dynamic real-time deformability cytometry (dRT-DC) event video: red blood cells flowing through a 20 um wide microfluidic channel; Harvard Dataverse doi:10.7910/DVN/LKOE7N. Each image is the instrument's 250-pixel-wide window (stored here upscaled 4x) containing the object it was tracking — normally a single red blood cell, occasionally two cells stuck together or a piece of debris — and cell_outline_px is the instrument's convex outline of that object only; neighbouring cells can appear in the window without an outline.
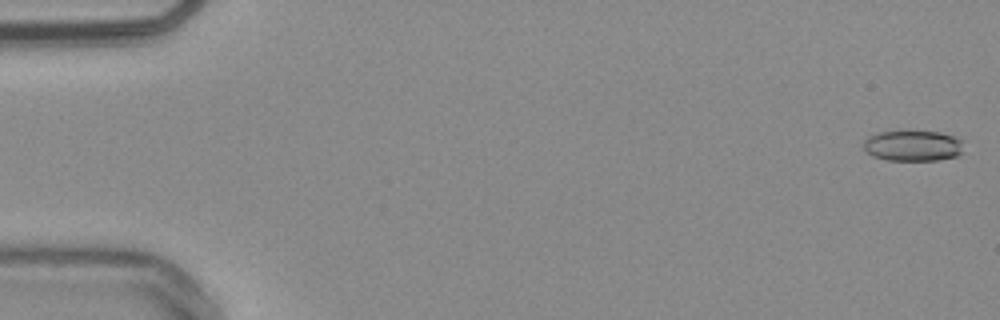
{"species": "common noctule bat (a hibernating species)", "species_latin": "Nyctalus noctula", "temperature_condition": "warm", "stored_images_in_passage": 54, "camera_frame_rate_fps": 3000, "um_per_image_px": 0.085, "animal": {"sex": "male", "body_mass_g": 20.4}, "frame": {"image": 1, "passage_image": 1, "time_ms": 0.0, "image_size_px": [1000, 320], "cell_outline_px": [[964, 140], [960, 152], [956, 156], [940, 160], [888, 160], [872, 156], [864, 148], [864, 140], [868, 136], [876, 132], [908, 128], [912, 128], [940, 132]], "centroid_in_image_um": [77.57, 12.32], "position_along_channel_um": 7.4, "area_um2": 18.73}}
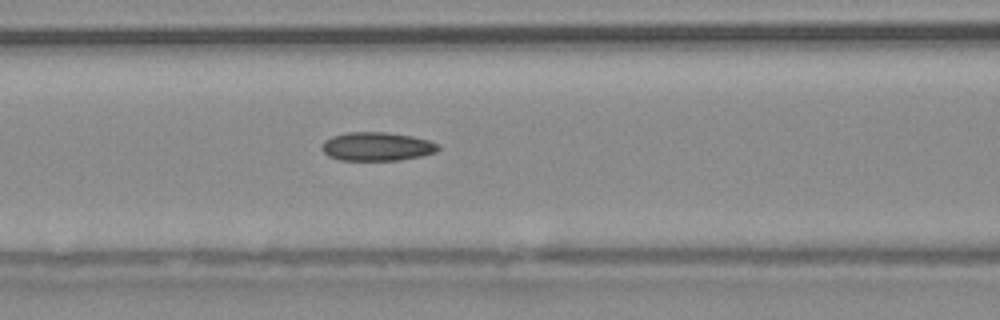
{"frame": {"image": 2, "passage_image": 23, "time_ms": 7.333, "image_size_px": [1000, 320], "cell_outline_px": [[440, 148], [436, 152], [424, 156], [400, 160], [340, 160], [328, 156], [320, 148], [320, 144], [324, 140], [332, 136], [348, 132], [384, 132], [412, 136], [428, 140], [436, 144]], "centroid_in_image_um": [32.01, 12.46], "position_along_channel_um": 134.6, "area_um2": 19.54}}
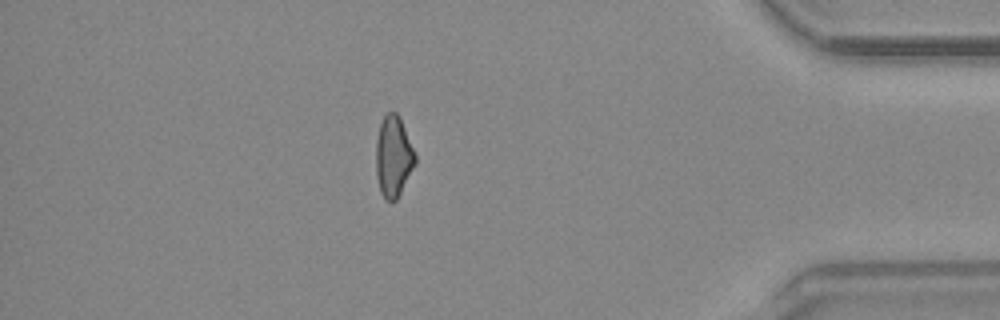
{"frame": {"image": 3, "passage_image": 47, "time_ms": 15.333, "image_size_px": [1000, 320], "cell_outline_px": [[416, 164], [396, 200], [392, 204], [384, 200], [380, 192], [376, 176], [376, 140], [380, 124], [384, 116], [388, 112], [396, 112], [400, 116], [416, 156]], "centroid_in_image_um": [33.43, 13.34], "position_along_channel_um": 401.8, "area_um2": 18.73}, "authors_computed_cell_mechanics": {"area_um2": 18.8428, "velocity_mm_per_s": 3.8288, "shape_relaxation_time_tau1_ms": null, "shape_relaxation_time_tau2_ms": 3.4687, "deformation_change_tau1": null, "deformation_change_tau2": 0.0977}}